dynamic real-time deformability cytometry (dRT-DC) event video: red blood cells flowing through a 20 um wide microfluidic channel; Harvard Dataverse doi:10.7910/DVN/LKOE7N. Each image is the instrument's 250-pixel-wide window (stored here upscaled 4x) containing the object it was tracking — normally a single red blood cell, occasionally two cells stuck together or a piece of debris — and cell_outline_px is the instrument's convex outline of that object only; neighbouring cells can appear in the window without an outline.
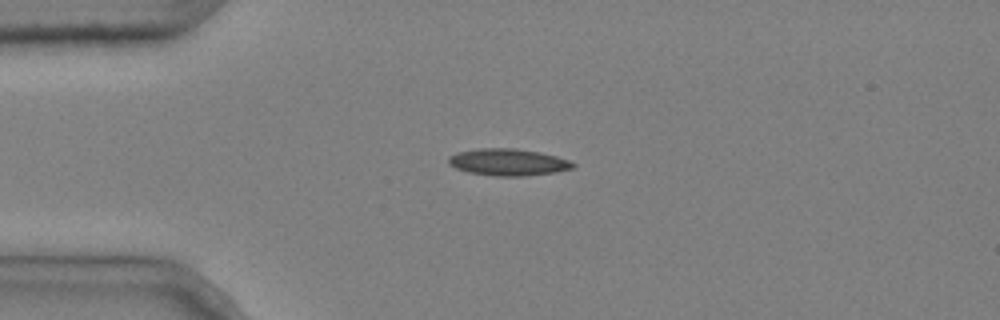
{"species": "common noctule bat (a hibernating species)", "species_latin": "Nyctalus noctula", "temperature_condition": "cold", "stored_images_in_passage": 5, "camera_frame_rate_fps": 3000, "um_per_image_px": 0.085, "animal": {"sex": "male", "body_mass_g": 20.4}, "frame": {"image": 1, "passage_image": 4, "time_ms": 1.0, "image_size_px": [1000, 320], "cell_outline_px": [[576, 164], [572, 168], [556, 172], [524, 176], [496, 176], [468, 172], [456, 168], [448, 164], [448, 156], [460, 152], [480, 148], [516, 148], [540, 152], [556, 156], [568, 160]], "centroid_in_image_um": [43.19, 13.78], "position_along_channel_um": 41.8, "area_um2": 19.42}}